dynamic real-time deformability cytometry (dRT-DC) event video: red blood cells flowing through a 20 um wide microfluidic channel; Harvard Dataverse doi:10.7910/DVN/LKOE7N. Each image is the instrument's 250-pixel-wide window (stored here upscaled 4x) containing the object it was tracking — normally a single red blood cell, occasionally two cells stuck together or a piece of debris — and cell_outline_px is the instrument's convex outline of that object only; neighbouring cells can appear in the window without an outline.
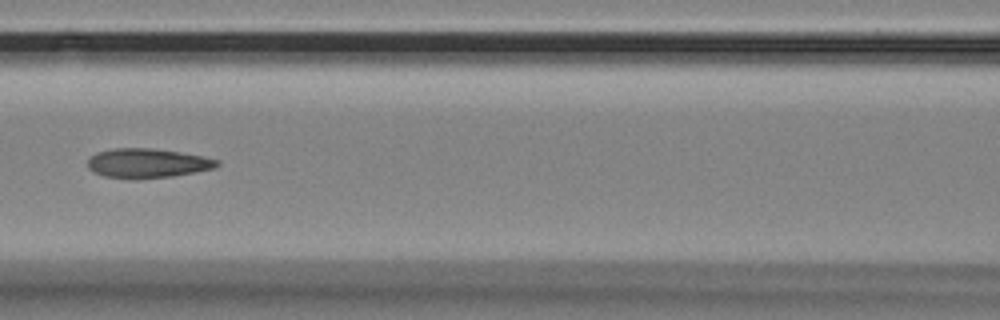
{"species": "Egyptian fruit bat (a non-hibernating species)", "species_latin": "Rousettus aegyptiacus", "temperature_condition": "room temperature", "stored_images_in_passage": 13, "camera_frame_rate_fps": 3000, "um_per_image_px": 0.085, "animal": {"sex": "female"}, "frame": {"image": 1, "passage_image": 5, "time_ms": 1.333, "image_size_px": [1000, 320], "cell_outline_px": [[220, 164], [216, 168], [172, 176], [140, 180], [132, 180], [104, 176], [88, 168], [88, 160], [96, 152], [112, 148], [152, 148], [200, 156], [220, 160]], "centroid_in_image_um": [12.51, 13.89], "position_along_channel_um": 154.1, "area_um2": 22.25}}
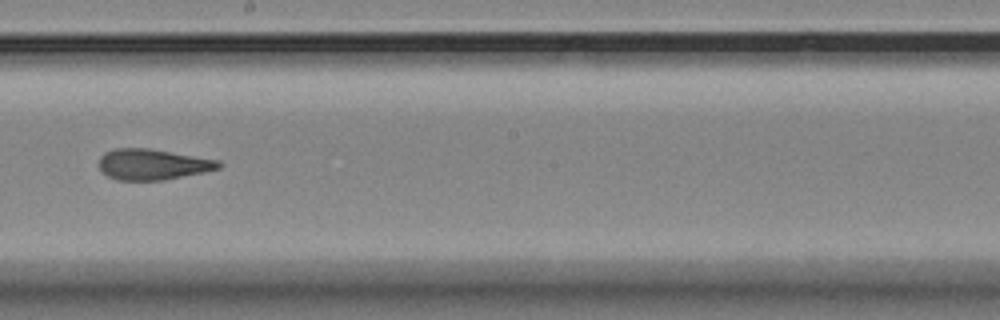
{"frame": {"image": 2, "passage_image": 7, "time_ms": 2.0, "image_size_px": [1000, 320], "cell_outline_px": [[224, 164], [220, 168], [204, 172], [164, 180], [116, 180], [108, 176], [100, 168], [100, 156], [104, 152], [116, 148], [148, 148], [220, 160]], "centroid_in_image_um": [13.01, 13.97], "position_along_channel_um": 235.2, "area_um2": 21.5}}
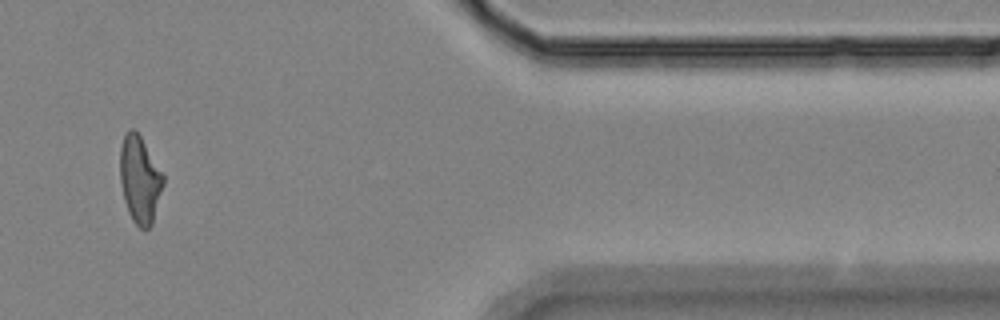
{"frame": {"image": 3, "passage_image": 11, "time_ms": 3.333, "image_size_px": [1000, 320], "cell_outline_px": [[164, 184], [152, 224], [148, 228], [140, 228], [132, 220], [128, 212], [124, 200], [120, 184], [120, 148], [124, 136], [128, 128], [132, 128], [140, 136], [164, 176]], "centroid_in_image_um": [11.87, 15.27], "position_along_channel_um": 399.5, "area_um2": 21.79}}